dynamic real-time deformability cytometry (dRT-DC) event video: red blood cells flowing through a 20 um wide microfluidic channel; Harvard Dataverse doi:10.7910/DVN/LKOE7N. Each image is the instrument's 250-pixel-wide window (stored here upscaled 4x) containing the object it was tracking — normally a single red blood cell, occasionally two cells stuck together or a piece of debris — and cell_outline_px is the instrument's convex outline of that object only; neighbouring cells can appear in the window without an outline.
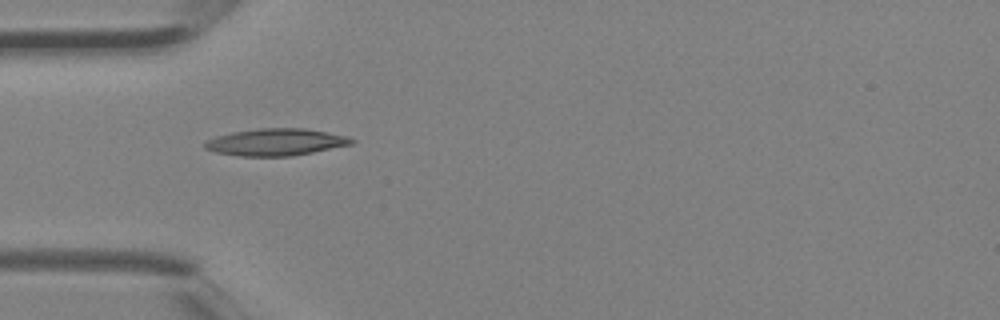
{"species": "Egyptian fruit bat (a non-hibernating species)", "species_latin": "Rousettus aegyptiacus", "temperature_condition": "room temperature", "stored_images_in_passage": 4, "camera_frame_rate_fps": 3000, "um_per_image_px": 0.085, "animal": {"sex": "female"}, "frame": {"image": 1, "passage_image": 4, "time_ms": 1.0, "image_size_px": [1000, 320], "cell_outline_px": [[356, 140], [352, 144], [292, 156], [240, 156], [216, 152], [204, 148], [204, 140], [216, 136], [232, 132], [260, 128], [304, 128], [328, 132], [348, 136]], "centroid_in_image_um": [23.43, 12.07], "position_along_channel_um": 61.6, "area_um2": 23.12}}